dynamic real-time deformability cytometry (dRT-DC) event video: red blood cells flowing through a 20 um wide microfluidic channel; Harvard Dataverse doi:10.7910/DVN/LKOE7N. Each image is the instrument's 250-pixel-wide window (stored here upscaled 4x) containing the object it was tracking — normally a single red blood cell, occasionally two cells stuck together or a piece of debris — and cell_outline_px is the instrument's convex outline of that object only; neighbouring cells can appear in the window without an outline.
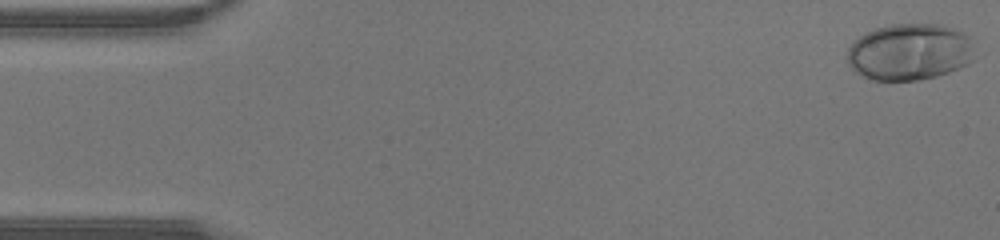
{"species": "human", "species_latin": "Homo sapiens", "temperature_condition": "warm", "stored_images_in_passage": 45, "camera_frame_rate_fps": 3000, "um_per_image_px": 0.085, "donor": {"sex": "male"}, "frame": {"image": 1, "passage_image": 1, "time_ms": 0.0, "image_size_px": [1000, 240], "cell_outline_px": [[972, 60], [968, 64], [948, 72], [936, 76], [920, 80], [872, 80], [856, 72], [848, 64], [848, 48], [860, 36], [876, 28], [892, 24], [944, 24], [956, 28], [964, 32], [968, 36]], "centroid_in_image_um": [77.3, 4.41], "position_along_channel_um": 7.7, "area_um2": 41.79}}
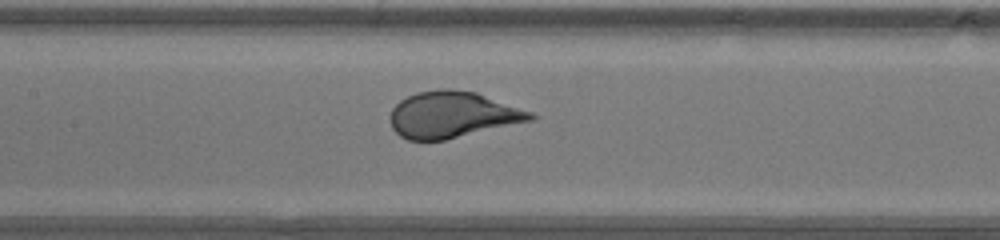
{"frame": {"image": 2, "passage_image": 21, "time_ms": 6.667, "image_size_px": [1000, 240], "cell_outline_px": [[540, 116], [536, 120], [444, 140], [408, 140], [400, 136], [392, 128], [388, 116], [392, 108], [400, 100], [416, 92], [440, 88], [448, 88], [476, 92], [532, 112]], "centroid_in_image_um": [38.47, 9.75], "position_along_channel_um": 168.9, "area_um2": 38.26}}
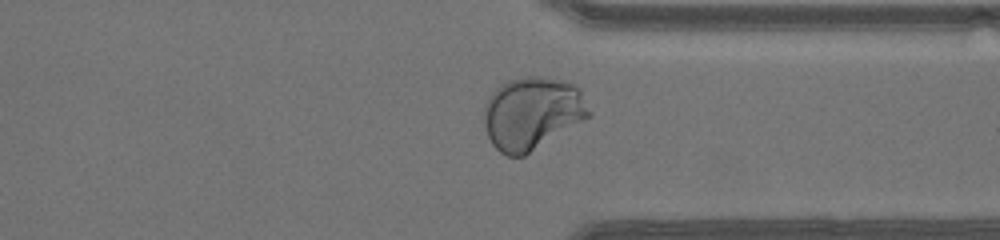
{"frame": {"image": 3, "passage_image": 34, "time_ms": 11.0, "image_size_px": [1000, 240], "cell_outline_px": [[592, 116], [524, 156], [508, 156], [500, 152], [492, 144], [488, 136], [484, 124], [484, 104], [488, 96], [500, 84], [508, 80], [524, 76], [536, 76], [564, 80], [576, 84], [580, 88], [592, 112]], "centroid_in_image_um": [45.25, 9.6], "position_along_channel_um": 366.1, "area_um2": 45.03}}